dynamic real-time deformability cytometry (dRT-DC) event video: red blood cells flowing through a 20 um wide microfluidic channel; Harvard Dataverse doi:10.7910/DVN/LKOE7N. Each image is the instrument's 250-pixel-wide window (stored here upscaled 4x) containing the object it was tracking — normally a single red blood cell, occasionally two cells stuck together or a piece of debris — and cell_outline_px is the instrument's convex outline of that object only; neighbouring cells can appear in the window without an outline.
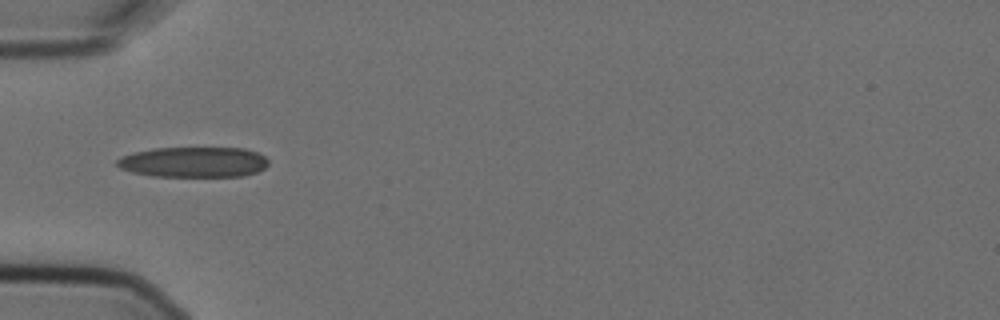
{"species": "Egyptian fruit bat (a non-hibernating species)", "species_latin": "Rousettus aegyptiacus", "temperature_condition": "cold", "stored_images_in_passage": 5, "camera_frame_rate_fps": 3000, "um_per_image_px": 0.085, "animal": {"sex": "female"}, "frame": {"image": 1, "passage_image": 3, "time_ms": 0.667, "image_size_px": [1000, 320], "cell_outline_px": [[268, 164], [264, 168], [256, 172], [244, 176], [152, 176], [132, 172], [120, 168], [116, 164], [116, 160], [120, 156], [136, 152], [156, 148], [244, 148], [256, 152], [264, 156], [268, 160]], "centroid_in_image_um": [16.45, 13.78], "position_along_channel_um": 68.5, "area_um2": 26.76}}
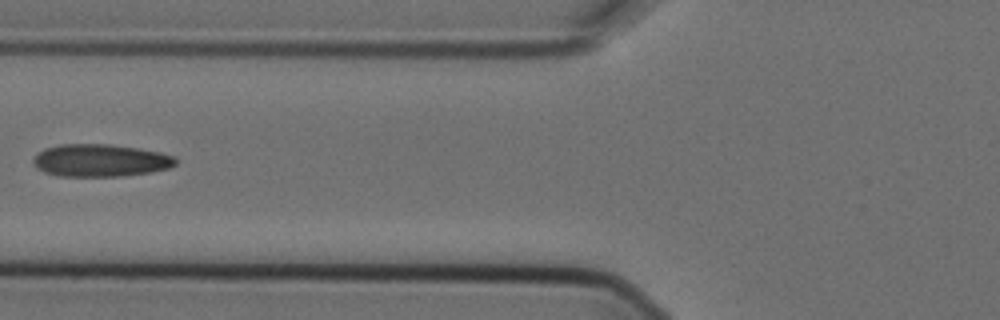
{"frame": {"image": 2, "passage_image": 4, "time_ms": 1.0, "image_size_px": [1000, 320], "cell_outline_px": [[176, 164], [168, 168], [152, 172], [120, 176], [56, 176], [44, 172], [36, 168], [32, 164], [32, 160], [36, 152], [44, 148], [60, 144], [112, 144], [160, 152], [176, 156]], "centroid_in_image_um": [8.48, 13.63], "position_along_channel_um": 117.3, "area_um2": 27.28}}
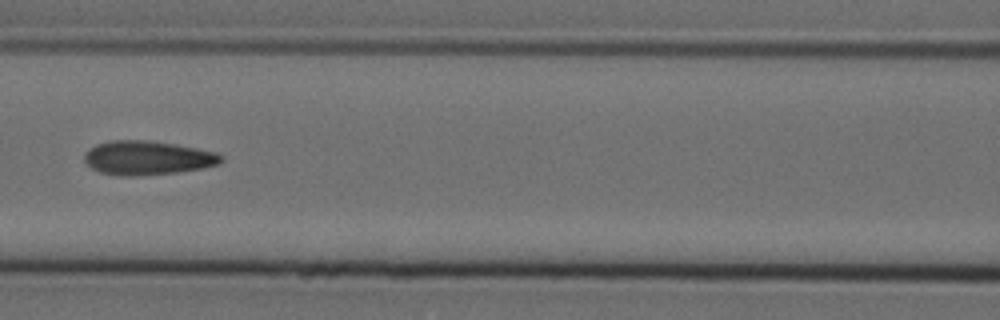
{"frame": {"image": 3, "passage_image": 5, "time_ms": 1.333, "image_size_px": [1000, 320], "cell_outline_px": [[224, 160], [220, 164], [204, 168], [176, 172], [136, 176], [128, 176], [100, 172], [92, 168], [84, 160], [84, 152], [88, 148], [96, 144], [112, 140], [148, 140], [176, 144], [216, 152], [224, 156]], "centroid_in_image_um": [12.55, 13.41], "position_along_channel_um": 154.0, "area_um2": 27.22}}